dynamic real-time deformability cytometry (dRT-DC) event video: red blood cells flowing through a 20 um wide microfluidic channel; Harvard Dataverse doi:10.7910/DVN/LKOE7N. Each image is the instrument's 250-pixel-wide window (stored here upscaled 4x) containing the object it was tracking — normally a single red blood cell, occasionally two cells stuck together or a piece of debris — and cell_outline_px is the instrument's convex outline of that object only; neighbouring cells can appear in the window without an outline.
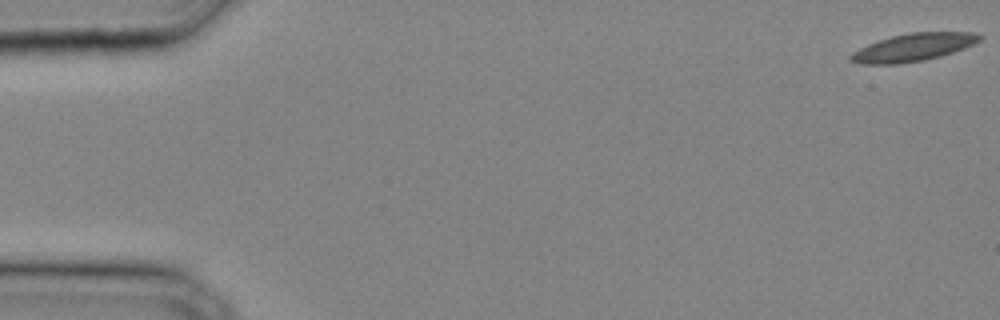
{"species": "common noctule bat (a hibernating species)", "species_latin": "Nyctalus noctula", "temperature_condition": "cold", "stored_images_in_passage": 32, "camera_frame_rate_fps": 3000, "um_per_image_px": 0.085, "animal": {"sex": "male", "body_mass_g": 20.4}, "frame": {"image": 1, "passage_image": 1, "time_ms": 0.0, "image_size_px": [1000, 320], "cell_outline_px": [[984, 36], [980, 40], [964, 48], [940, 56], [924, 60], [896, 64], [860, 64], [848, 60], [848, 56], [852, 52], [868, 44], [892, 36], [908, 32], [976, 32]], "centroid_in_image_um": [77.61, 4.02], "position_along_channel_um": 7.4, "area_um2": 20.81}}
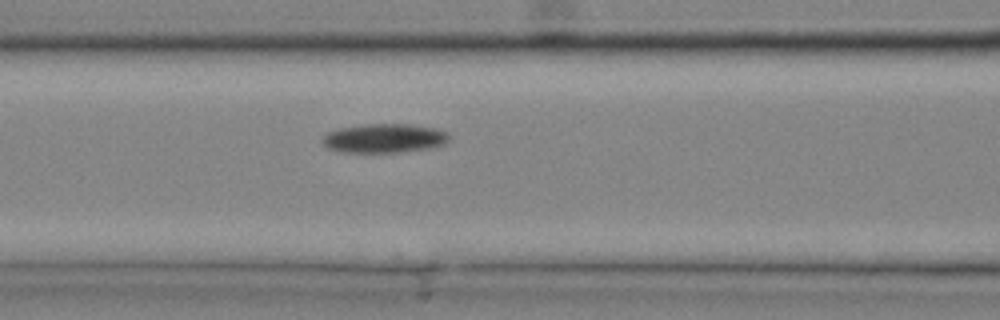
{"frame": {"image": 2, "passage_image": 15, "time_ms": 4.667, "image_size_px": [1000, 320], "cell_outline_px": [[448, 140], [444, 144], [432, 148], [400, 152], [344, 152], [328, 148], [320, 140], [328, 132], [340, 128], [360, 124], [412, 124], [436, 128], [448, 132]], "centroid_in_image_um": [32.68, 11.74], "position_along_channel_um": 133.9, "area_um2": 21.56}}
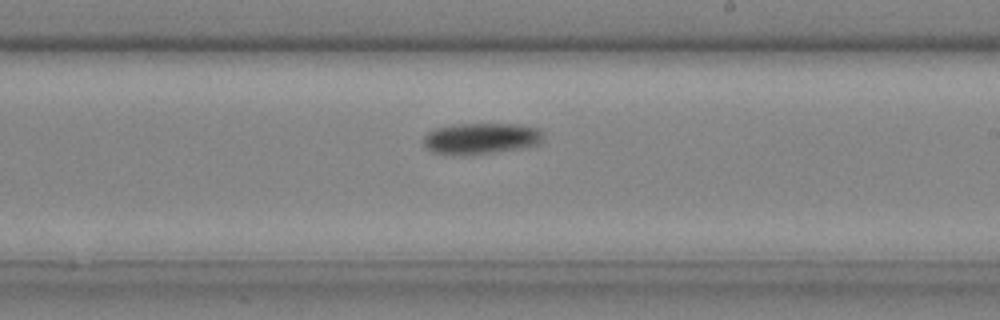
{"frame": {"image": 3, "passage_image": 21, "time_ms": 6.667, "image_size_px": [1000, 320], "cell_outline_px": [[544, 140], [540, 144], [524, 148], [464, 156], [448, 156], [432, 152], [424, 144], [424, 136], [428, 132], [436, 128], [456, 124], [520, 124], [540, 128], [544, 132]], "centroid_in_image_um": [40.93, 11.79], "position_along_channel_um": 248.1, "area_um2": 22.37}}